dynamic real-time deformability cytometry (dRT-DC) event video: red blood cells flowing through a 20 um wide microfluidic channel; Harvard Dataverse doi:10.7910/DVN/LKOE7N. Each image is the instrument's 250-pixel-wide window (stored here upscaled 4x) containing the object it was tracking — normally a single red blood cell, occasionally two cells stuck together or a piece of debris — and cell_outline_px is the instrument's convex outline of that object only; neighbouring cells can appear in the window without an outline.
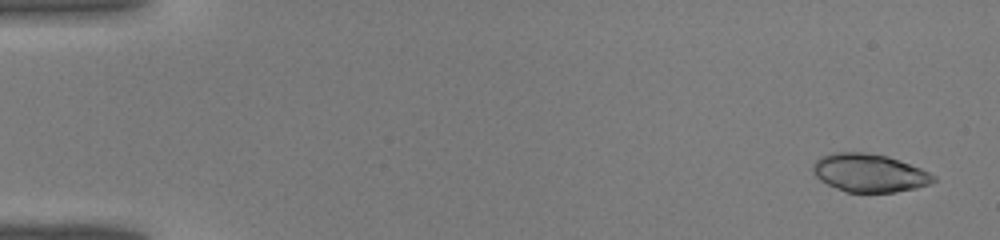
{"species": "common noctule bat (a hibernating species)", "species_latin": "Nyctalus noctula", "temperature_condition": "warm", "stored_images_in_passage": 43, "camera_frame_rate_fps": 3000, "um_per_image_px": 0.085, "animal": {"sex": "male", "body_mass_g": 19.0, "forearm_length_mm": 50.8}, "frame": {"image": 1, "passage_image": 2, "time_ms": 0.333, "image_size_px": [1000, 240], "cell_outline_px": [[936, 180], [932, 184], [916, 188], [896, 192], [844, 192], [820, 180], [812, 172], [812, 164], [820, 156], [832, 152], [864, 152], [888, 156], [900, 160], [920, 168], [936, 176]], "centroid_in_image_um": [73.89, 14.69], "position_along_channel_um": 11.1, "area_um2": 27.05}}
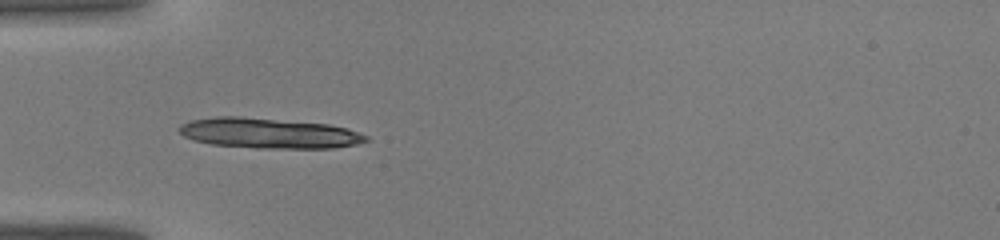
{"frame": {"image": 2, "passage_image": 14, "time_ms": 4.333, "image_size_px": [1000, 240], "cell_outline_px": [[368, 140], [356, 144], [332, 148], [256, 148], [212, 144], [192, 140], [184, 136], [176, 128], [180, 124], [188, 120], [216, 116], [240, 116], [328, 124], [348, 128], [368, 136]], "centroid_in_image_um": [22.8, 11.31], "position_along_channel_um": 62.2, "area_um2": 33.18}}
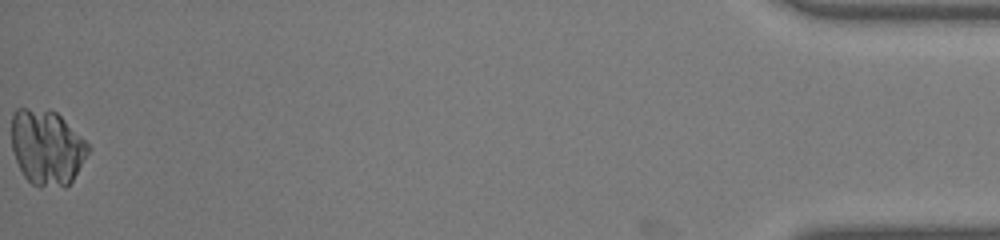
{"frame": {"image": 3, "passage_image": 43, "time_ms": 14.0, "image_size_px": [1000, 240], "cell_outline_px": [[92, 148], [72, 180], [64, 188], [40, 188], [32, 184], [24, 176], [16, 160], [12, 148], [12, 112], [16, 108], [28, 108], [56, 112]], "centroid_in_image_um": [3.97, 12.56], "position_along_channel_um": 431.2, "area_um2": 33.64}}